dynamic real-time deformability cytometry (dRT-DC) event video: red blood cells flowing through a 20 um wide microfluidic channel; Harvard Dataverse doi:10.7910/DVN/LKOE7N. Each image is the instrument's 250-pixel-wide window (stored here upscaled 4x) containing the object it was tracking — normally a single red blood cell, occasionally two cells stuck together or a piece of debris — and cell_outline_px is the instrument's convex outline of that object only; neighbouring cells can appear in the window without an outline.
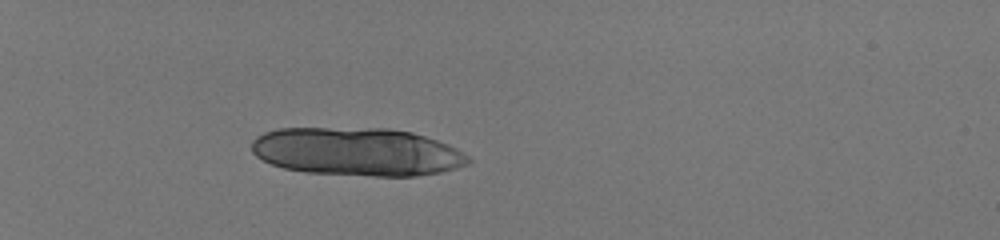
{"species": "human", "species_latin": "Homo sapiens", "temperature_condition": "room temperature", "stored_images_in_passage": 14, "camera_frame_rate_fps": 3000, "um_per_image_px": 0.085, "donor": {"sex": "male"}, "frame": {"image": 1, "passage_image": 1, "time_ms": 0.0, "image_size_px": [1000, 240], "cell_outline_px": [[472, 160], [468, 164], [456, 168], [440, 172], [416, 176], [376, 176], [304, 172], [284, 168], [272, 164], [256, 156], [252, 152], [252, 140], [256, 136], [264, 132], [276, 128], [388, 128], [412, 132], [448, 144], [456, 148], [468, 156]], "centroid_in_image_um": [30.34, 12.89], "position_along_channel_um": 54.7, "area_um2": 60.98}}
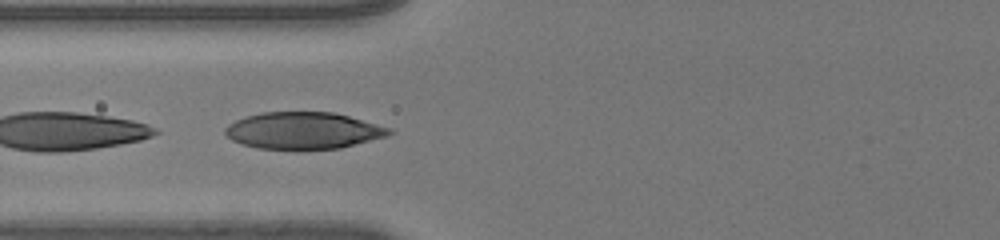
{"frame": {"image": 2, "passage_image": 9, "time_ms": 2.667, "image_size_px": [1000, 240], "cell_outline_px": [[392, 132], [388, 136], [340, 148], [296, 152], [256, 148], [240, 144], [232, 140], [224, 132], [224, 128], [228, 124], [236, 120], [260, 112], [332, 112], [348, 116], [392, 128]], "centroid_in_image_um": [25.75, 11.14], "position_along_channel_um": 100.0, "area_um2": 36.07}}